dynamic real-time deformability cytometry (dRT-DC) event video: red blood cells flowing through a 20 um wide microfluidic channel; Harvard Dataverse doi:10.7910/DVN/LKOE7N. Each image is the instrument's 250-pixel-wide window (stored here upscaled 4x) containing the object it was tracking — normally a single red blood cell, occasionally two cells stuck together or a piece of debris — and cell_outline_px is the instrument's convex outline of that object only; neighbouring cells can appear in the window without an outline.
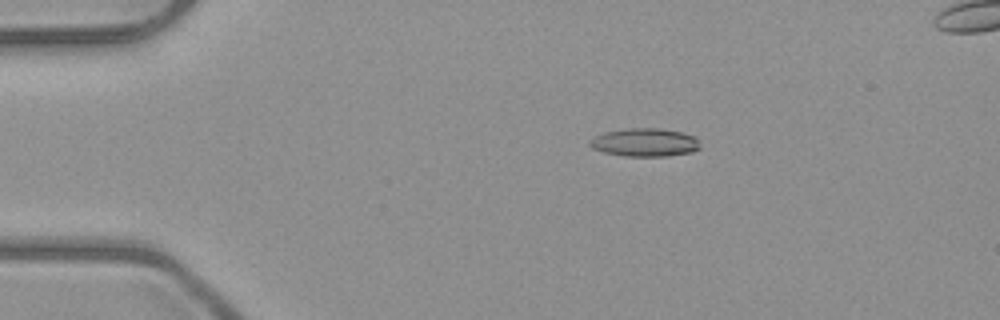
{"species": "common noctule bat (a hibernating species)", "species_latin": "Nyctalus noctula", "temperature_condition": "room temperature", "stored_images_in_passage": 6, "camera_frame_rate_fps": 3000, "um_per_image_px": 0.085, "animal": {"sex": "male", "body_mass_g": 23.1, "forearm_length_mm": 52.7}, "frame": {"image": 1, "passage_image": 4, "time_ms": 3.333, "image_size_px": [1000, 320], "cell_outline_px": [[700, 148], [692, 152], [668, 156], [624, 156], [604, 152], [592, 148], [588, 144], [588, 140], [604, 132], [628, 128], [660, 128], [680, 132], [692, 136], [696, 140]], "centroid_in_image_um": [54.76, 12.11], "position_along_channel_um": 30.2, "area_um2": 18.03}}